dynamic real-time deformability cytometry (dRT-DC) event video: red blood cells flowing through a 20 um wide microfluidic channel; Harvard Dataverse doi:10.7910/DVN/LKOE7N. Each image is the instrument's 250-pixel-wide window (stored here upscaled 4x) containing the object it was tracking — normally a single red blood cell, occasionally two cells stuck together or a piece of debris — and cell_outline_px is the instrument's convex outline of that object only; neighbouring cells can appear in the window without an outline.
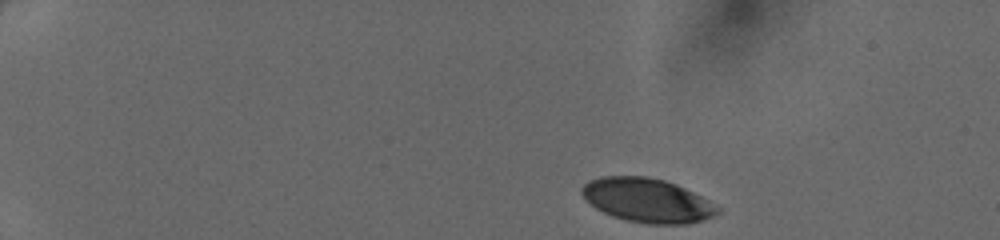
{"species": "human", "species_latin": "Homo sapiens", "temperature_condition": "cold", "stored_images_in_passage": 38, "camera_frame_rate_fps": 3000, "um_per_image_px": 0.085, "donor": {"sex": "female"}, "frame": {"image": 1, "passage_image": 1, "time_ms": 0.0, "image_size_px": [1000, 240], "cell_outline_px": [[720, 212], [704, 220], [688, 224], [648, 224], [624, 220], [612, 216], [596, 208], [580, 192], [580, 188], [588, 180], [600, 176], [648, 176], [664, 180], [676, 184], [708, 200], [720, 208]], "centroid_in_image_um": [55.01, 17.03], "position_along_channel_um": 30.0, "area_um2": 34.85}}
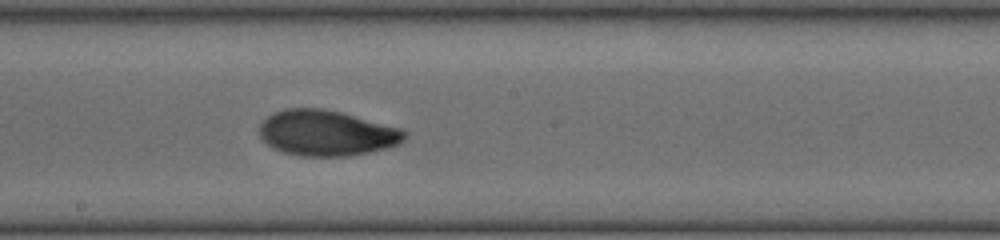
{"frame": {"image": 2, "passage_image": 22, "time_ms": 7.0, "image_size_px": [1000, 240], "cell_outline_px": [[408, 136], [400, 144], [352, 156], [300, 156], [284, 152], [272, 148], [260, 136], [260, 124], [268, 116], [284, 108], [320, 108], [340, 112], [400, 128], [408, 132]], "centroid_in_image_um": [27.77, 11.31], "position_along_channel_um": 220.4, "area_um2": 38.44}}
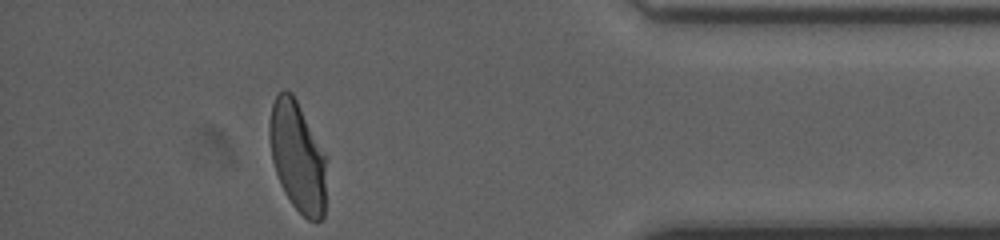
{"frame": {"image": 3, "passage_image": 37, "time_ms": 12.0, "image_size_px": [1000, 240], "cell_outline_px": [[328, 156], [324, 216], [316, 224], [308, 220], [292, 204], [284, 192], [280, 184], [272, 160], [268, 136], [268, 124], [272, 104], [276, 96], [284, 88], [292, 92]], "centroid_in_image_um": [25.32, 13.32], "position_along_channel_um": 409.9, "area_um2": 37.57}}